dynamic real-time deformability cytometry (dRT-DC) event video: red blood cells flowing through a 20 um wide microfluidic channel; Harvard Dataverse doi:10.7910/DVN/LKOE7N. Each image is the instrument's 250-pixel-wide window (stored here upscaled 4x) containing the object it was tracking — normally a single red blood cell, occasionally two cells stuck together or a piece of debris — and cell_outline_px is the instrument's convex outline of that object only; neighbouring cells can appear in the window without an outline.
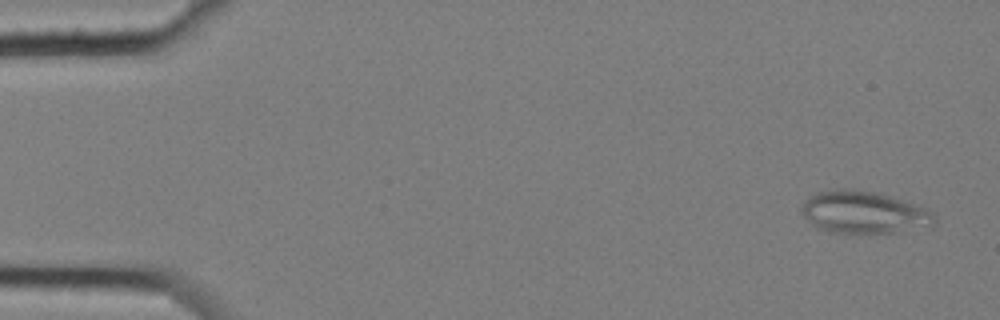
{"species": "common noctule bat (a hibernating species)", "species_latin": "Nyctalus noctula", "temperature_condition": "cold", "stored_images_in_passage": 4, "camera_frame_rate_fps": 3000, "um_per_image_px": 0.085, "animal": {"sex": "female", "body_mass_g": 25.1}, "frame": {"image": 1, "passage_image": 1, "time_ms": 0.0, "image_size_px": [1000, 320], "cell_outline_px": [[936, 224], [892, 232], [828, 232], [816, 228], [800, 212], [800, 208], [816, 192], [836, 188], [848, 188], [880, 192], [928, 208], [936, 216]], "centroid_in_image_um": [73.42, 18.02], "position_along_channel_um": 11.6, "area_um2": 32.71}}